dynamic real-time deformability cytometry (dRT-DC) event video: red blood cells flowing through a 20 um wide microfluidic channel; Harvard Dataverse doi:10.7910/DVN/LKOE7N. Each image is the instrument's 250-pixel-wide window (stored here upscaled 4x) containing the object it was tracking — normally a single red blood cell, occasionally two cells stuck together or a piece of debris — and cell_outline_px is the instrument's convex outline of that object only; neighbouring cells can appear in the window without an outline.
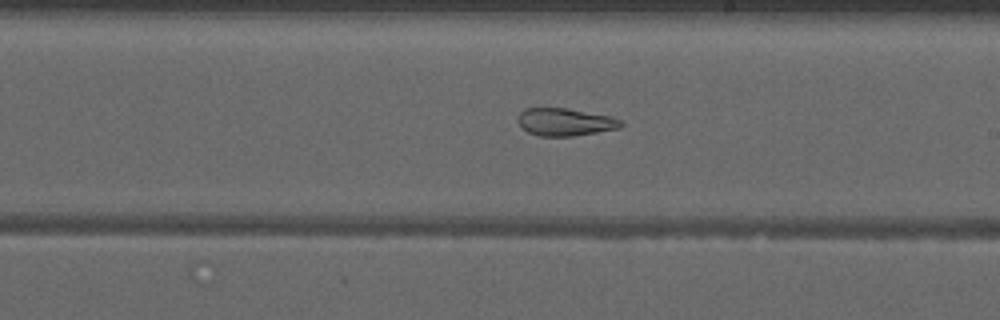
{"species": "common noctule bat (a hibernating species)", "species_latin": "Nyctalus noctula", "temperature_condition": "warm", "stored_images_in_passage": 50, "camera_frame_rate_fps": 3000, "um_per_image_px": 0.085, "animal": {"sex": "male", "forearm_length_mm": 52.5}, "frame": {"image": 1, "passage_image": 29, "time_ms": 9.333, "image_size_px": [1000, 320], "cell_outline_px": [[624, 124], [620, 128], [572, 136], [540, 136], [528, 132], [516, 120], [520, 112], [524, 108], [568, 108], [612, 116], [624, 120]], "centroid_in_image_um": [48.07, 10.36], "position_along_channel_um": 240.9, "area_um2": 16.7}, "authors_computed_cell_mechanics": {"area_um2": 22.542, "velocity_mm_per_s": 4.0257, "shape_relaxation_time_tau1_ms": null, "shape_relaxation_time_tau2_ms": 2.4161, "deformation_change_tau1": null, "deformation_change_tau2": 0.1061}}